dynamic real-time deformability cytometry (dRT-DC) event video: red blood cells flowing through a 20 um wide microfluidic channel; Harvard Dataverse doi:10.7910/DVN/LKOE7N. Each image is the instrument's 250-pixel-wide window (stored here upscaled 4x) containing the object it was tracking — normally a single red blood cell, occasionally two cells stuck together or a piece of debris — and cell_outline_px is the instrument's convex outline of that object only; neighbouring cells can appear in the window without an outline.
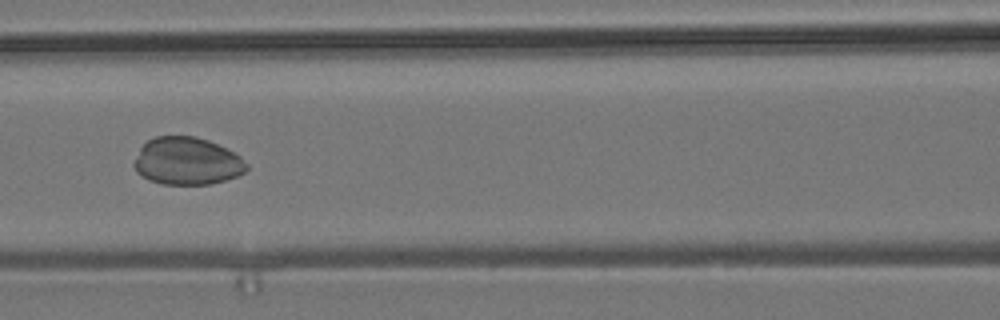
{"species": "common noctule bat (a hibernating species)", "species_latin": "Nyctalus noctula", "temperature_condition": "room temperature", "stored_images_in_passage": 40, "camera_frame_rate_fps": 3000, "um_per_image_px": 0.085, "animal": {"sex": "male", "body_mass_g": 19.2, "forearm_length_mm": 51.8}, "frame": {"image": 1, "passage_image": 10, "time_ms": 3.0, "image_size_px": [1000, 320], "cell_outline_px": [[248, 168], [244, 172], [236, 176], [224, 180], [208, 184], [164, 184], [148, 180], [136, 172], [132, 164], [140, 148], [148, 140], [156, 136], [196, 136], [208, 140], [240, 156], [248, 164]], "centroid_in_image_um": [15.87, 13.7], "position_along_channel_um": 150.7, "area_um2": 31.04}}
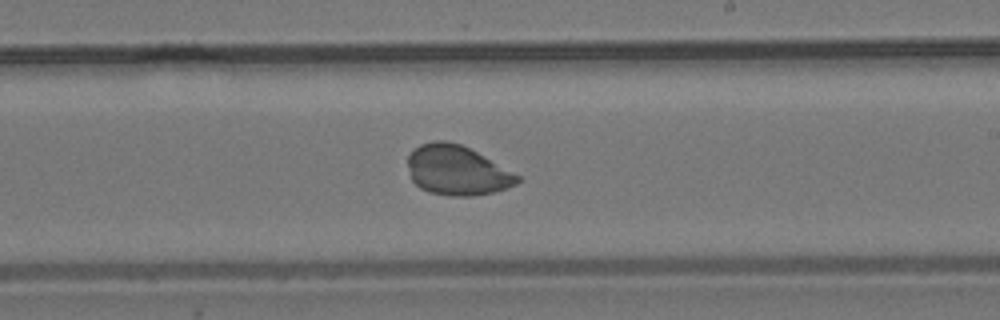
{"frame": {"image": 2, "passage_image": 18, "time_ms": 5.667, "image_size_px": [1000, 320], "cell_outline_px": [[520, 180], [516, 184], [492, 192], [472, 196], [452, 196], [428, 192], [420, 188], [412, 180], [408, 164], [408, 156], [412, 148], [420, 144], [432, 140], [444, 140], [460, 144], [484, 156], [520, 176]], "centroid_in_image_um": [38.8, 14.47], "position_along_channel_um": 250.2, "area_um2": 31.56}}
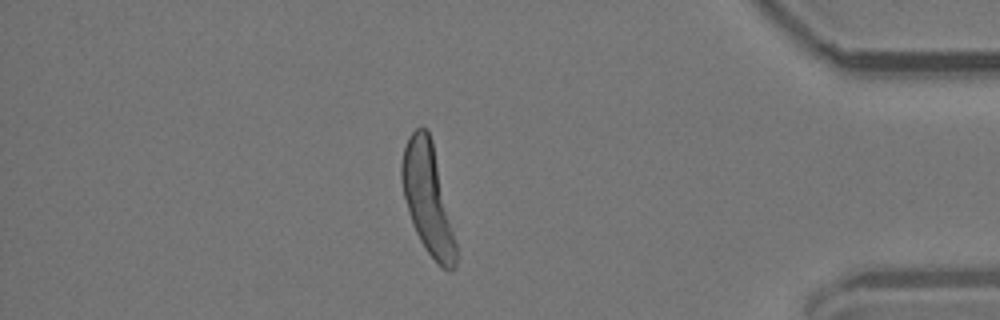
{"frame": {"image": 3, "passage_image": 33, "time_ms": 10.667, "image_size_px": [1000, 320], "cell_outline_px": [[456, 268], [444, 268], [424, 248], [412, 224], [408, 212], [400, 180], [400, 164], [404, 148], [408, 136], [416, 128], [428, 128], [432, 140], [456, 244]], "centroid_in_image_um": [36.31, 16.82], "position_along_channel_um": 398.9, "area_um2": 34.1}}